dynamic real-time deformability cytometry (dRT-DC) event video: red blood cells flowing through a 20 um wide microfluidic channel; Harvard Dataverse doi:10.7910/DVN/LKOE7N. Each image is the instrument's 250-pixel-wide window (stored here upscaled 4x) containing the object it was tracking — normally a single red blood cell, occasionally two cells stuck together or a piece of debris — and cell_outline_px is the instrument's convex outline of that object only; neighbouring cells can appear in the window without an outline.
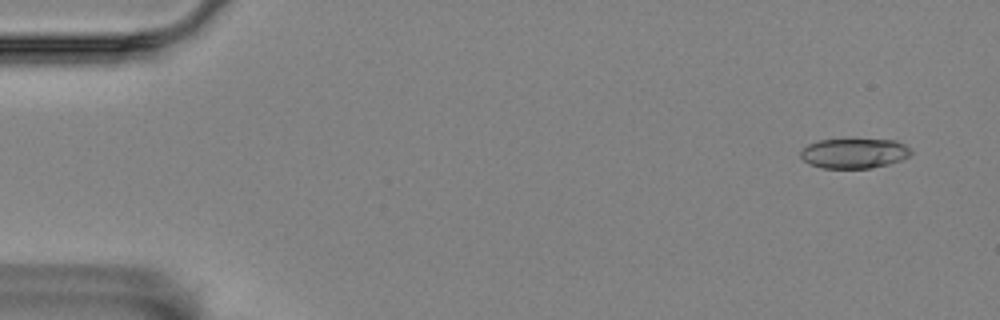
{"species": "Egyptian fruit bat (a non-hibernating species)", "species_latin": "Rousettus aegyptiacus", "temperature_condition": "room temperature", "stored_images_in_passage": 57, "camera_frame_rate_fps": 3000, "um_per_image_px": 0.085, "animal": {"sex": "female"}, "frame": {"image": 1, "passage_image": 4, "time_ms": 1.0, "image_size_px": [1000, 320], "cell_outline_px": [[912, 152], [908, 156], [900, 160], [888, 164], [868, 168], [820, 168], [804, 160], [800, 156], [800, 152], [808, 144], [820, 140], [844, 136], [896, 140], [904, 144]], "centroid_in_image_um": [72.59, 12.97], "position_along_channel_um": 12.4, "area_um2": 20.0}}
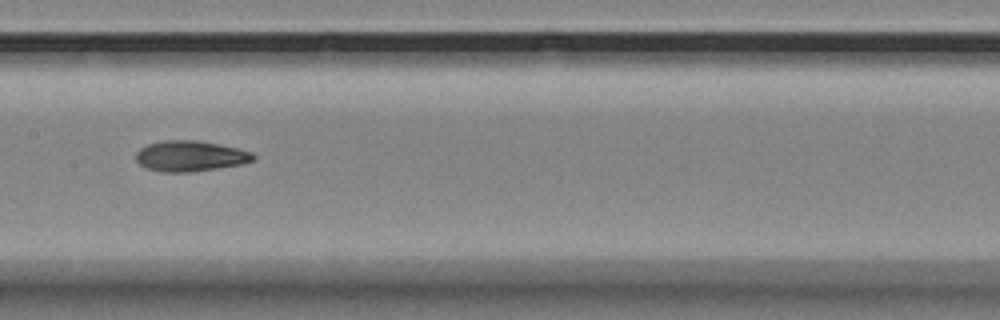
{"frame": {"image": 2, "passage_image": 29, "time_ms": 9.333, "image_size_px": [1000, 320], "cell_outline_px": [[256, 156], [252, 160], [240, 164], [216, 168], [188, 172], [164, 172], [148, 168], [140, 164], [136, 160], [136, 152], [140, 148], [148, 144], [164, 140], [196, 140], [236, 148], [252, 152]], "centroid_in_image_um": [16.14, 13.26], "position_along_channel_um": 191.3, "area_um2": 20.58}}
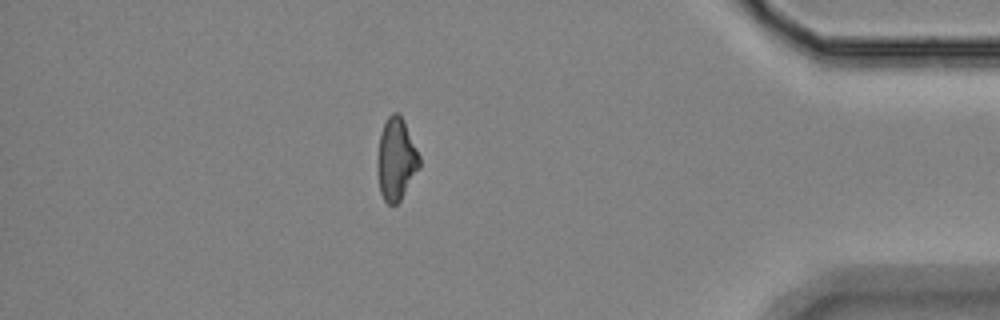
{"frame": {"image": 3, "passage_image": 50, "time_ms": 16.333, "image_size_px": [1000, 320], "cell_outline_px": [[420, 168], [400, 200], [396, 204], [388, 204], [384, 200], [380, 192], [376, 164], [376, 160], [380, 132], [388, 116], [392, 112], [396, 112], [404, 120], [420, 156]], "centroid_in_image_um": [33.66, 13.53], "position_along_channel_um": 401.5, "area_um2": 20.29}, "authors_computed_cell_mechanics": {"area_um2": 20.4034, "velocity_mm_per_s": 3.5318, "shape_relaxation_time_tau1_ms": 6.5086, "shape_relaxation_time_tau2_ms": 5.0324, "deformation_change_tau1": 0.1567, "deformation_change_tau2": 0.1166}}